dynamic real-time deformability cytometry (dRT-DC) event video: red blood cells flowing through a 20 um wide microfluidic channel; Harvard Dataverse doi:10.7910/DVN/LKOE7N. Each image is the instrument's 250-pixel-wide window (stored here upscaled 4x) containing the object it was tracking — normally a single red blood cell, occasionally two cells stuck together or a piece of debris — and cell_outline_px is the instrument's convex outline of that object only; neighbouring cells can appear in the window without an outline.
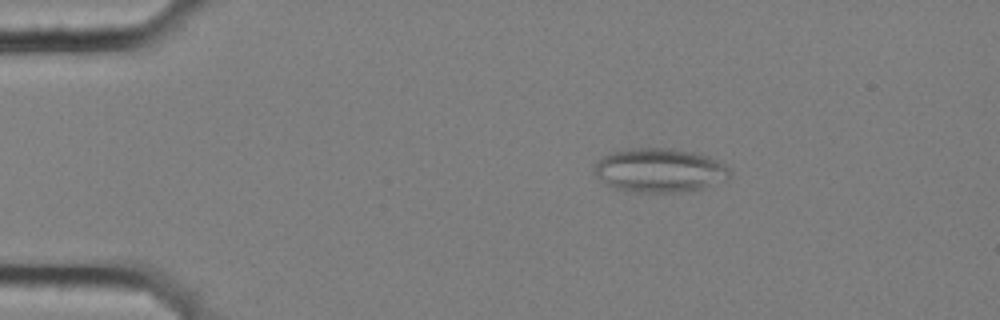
{"species": "common noctule bat (a hibernating species)", "species_latin": "Nyctalus noctula", "temperature_condition": "cold", "stored_images_in_passage": 52, "segment_of_instrument_passage": [1, 2], "camera_frame_rate_fps": 3000, "um_per_image_px": 0.085, "animal": {"sex": "female", "body_mass_g": 25.1}, "frame": {"image": 1, "passage_image": 5, "time_ms": 1.333, "image_size_px": [1000, 320], "cell_outline_px": [[732, 172], [728, 180], [700, 188], [680, 192], [628, 192], [612, 188], [604, 184], [592, 172], [592, 168], [604, 156], [612, 152], [628, 148], [660, 148], [692, 152], [708, 156], [724, 164]], "centroid_in_image_um": [56.02, 14.49], "position_along_channel_um": 29.0, "area_um2": 34.85}}